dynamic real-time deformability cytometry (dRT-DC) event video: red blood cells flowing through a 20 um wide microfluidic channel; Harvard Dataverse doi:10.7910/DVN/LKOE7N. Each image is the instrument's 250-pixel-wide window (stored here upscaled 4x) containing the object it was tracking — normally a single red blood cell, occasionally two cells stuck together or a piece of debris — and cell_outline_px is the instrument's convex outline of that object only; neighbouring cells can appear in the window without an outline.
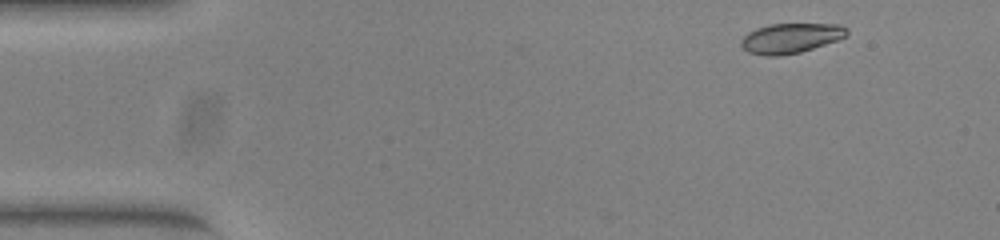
{"species": "common noctule bat (a hibernating species)", "species_latin": "Nyctalus noctula", "temperature_condition": "warm", "stored_images_in_passage": 46, "camera_frame_rate_fps": 3000, "um_per_image_px": 0.085, "animal": {"sex": "female", "body_mass_g": 23.0, "forearm_length_mm": 53.4}, "frame": {"image": 1, "passage_image": 2, "time_ms": 0.333, "image_size_px": [1000, 240], "cell_outline_px": [[848, 32], [844, 36], [836, 40], [800, 52], [780, 56], [764, 56], [748, 52], [740, 44], [740, 40], [748, 32], [756, 28], [768, 24], [840, 24], [848, 28]], "centroid_in_image_um": [67.17, 3.24], "position_along_channel_um": 17.8, "area_um2": 18.38}}
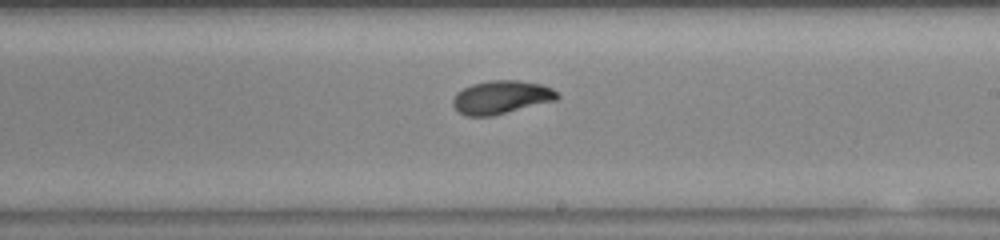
{"frame": {"image": 2, "passage_image": 27, "time_ms": 8.667, "image_size_px": [1000, 240], "cell_outline_px": [[560, 96], [556, 100], [492, 116], [464, 116], [456, 112], [452, 104], [452, 100], [456, 92], [472, 84], [492, 80], [520, 80], [540, 84], [552, 88]], "centroid_in_image_um": [42.56, 8.27], "position_along_channel_um": 246.4, "area_um2": 20.35}}
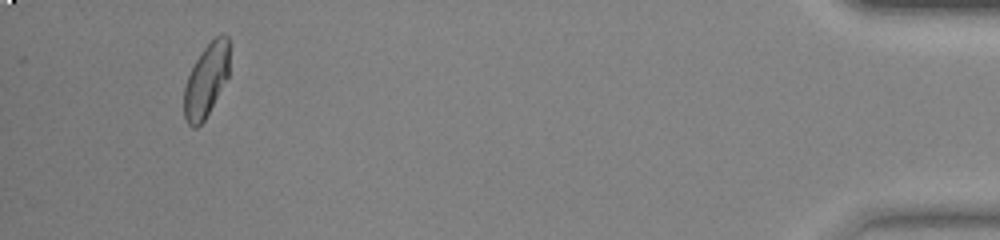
{"frame": {"image": 3, "passage_image": 46, "time_ms": 15.0, "image_size_px": [1000, 240], "cell_outline_px": [[228, 76], [204, 120], [196, 128], [192, 128], [188, 124], [184, 116], [184, 88], [188, 76], [196, 60], [204, 48], [216, 36], [224, 32], [228, 36]], "centroid_in_image_um": [17.52, 6.82], "position_along_channel_um": 417.7, "area_um2": 18.96}, "authors_computed_cell_mechanics": {"area_um2": 20.0277, "velocity_mm_per_s": 3.9052, "shape_relaxation_time_tau1_ms": 3.5217, "shape_relaxation_time_tau2_ms": 2.272, "deformation_change_tau1": 0.1462, "deformation_change_tau2": 0.0463}}